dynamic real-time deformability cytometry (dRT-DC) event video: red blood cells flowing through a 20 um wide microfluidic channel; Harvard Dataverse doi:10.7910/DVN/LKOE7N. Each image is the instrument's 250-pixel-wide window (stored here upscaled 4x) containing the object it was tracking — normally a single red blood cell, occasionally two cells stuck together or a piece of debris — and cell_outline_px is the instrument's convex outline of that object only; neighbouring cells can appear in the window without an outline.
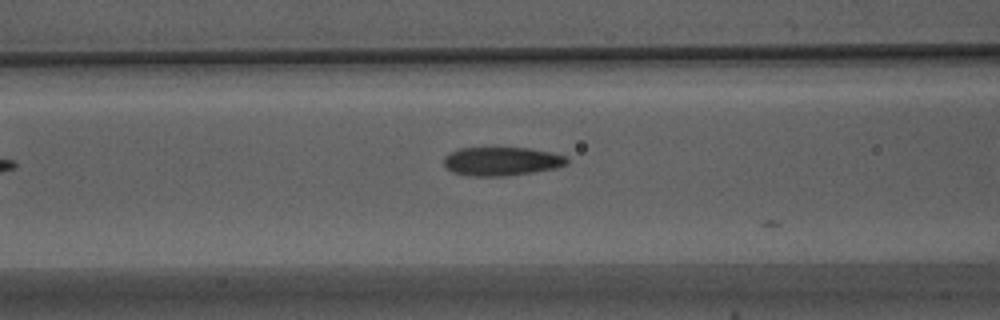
{"species": "Egyptian fruit bat (a non-hibernating species)", "species_latin": "Rousettus aegyptiacus", "temperature_condition": "warm", "stored_images_in_passage": 9, "camera_frame_rate_fps": 3000, "um_per_image_px": 0.085, "animal": {"sex": "male"}, "frame": {"image": 1, "passage_image": 8, "time_ms": 2.333, "image_size_px": [1000, 320], "cell_outline_px": [[568, 164], [556, 168], [532, 172], [504, 176], [468, 176], [452, 172], [444, 164], [444, 156], [460, 148], [528, 148], [548, 152], [564, 156], [568, 160]], "centroid_in_image_um": [42.61, 13.72], "position_along_channel_um": 124.0, "area_um2": 20.35}}